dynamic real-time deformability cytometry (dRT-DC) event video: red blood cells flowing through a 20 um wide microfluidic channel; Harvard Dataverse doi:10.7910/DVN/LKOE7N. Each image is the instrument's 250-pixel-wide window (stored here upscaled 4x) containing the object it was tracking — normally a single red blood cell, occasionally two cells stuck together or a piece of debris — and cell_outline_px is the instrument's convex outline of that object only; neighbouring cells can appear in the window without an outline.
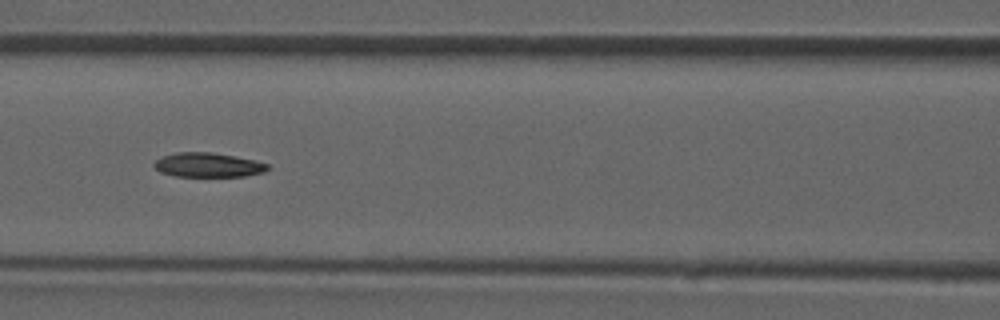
{"species": "common noctule bat (a hibernating species)", "species_latin": "Nyctalus noctula", "temperature_condition": "room temperature", "stored_images_in_passage": 47, "camera_frame_rate_fps": 3000, "um_per_image_px": 0.085, "animal": {"sex": "male", "forearm_length_mm": 52.5}, "frame": {"image": 1, "passage_image": 21, "time_ms": 6.667, "image_size_px": [1000, 320], "cell_outline_px": [[272, 168], [264, 172], [244, 176], [176, 176], [160, 172], [152, 164], [156, 160], [164, 156], [176, 152], [212, 152], [256, 160], [268, 164]], "centroid_in_image_um": [17.72, 14.02], "position_along_channel_um": 148.9, "area_um2": 16.13}}